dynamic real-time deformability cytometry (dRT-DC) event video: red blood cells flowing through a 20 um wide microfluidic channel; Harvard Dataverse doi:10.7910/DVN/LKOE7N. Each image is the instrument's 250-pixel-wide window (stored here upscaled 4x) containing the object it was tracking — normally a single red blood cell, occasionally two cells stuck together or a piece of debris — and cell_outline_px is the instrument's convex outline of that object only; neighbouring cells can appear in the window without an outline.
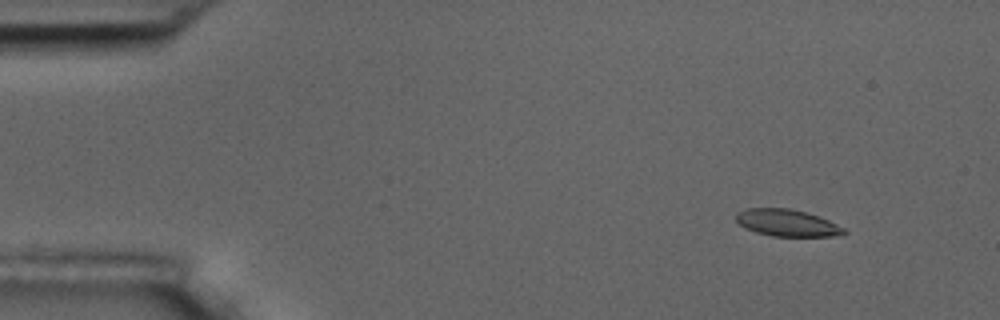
{"species": "common noctule bat (a hibernating species)", "species_latin": "Nyctalus noctula", "temperature_condition": "room temperature", "stored_images_in_passage": 6, "camera_frame_rate_fps": 3000, "um_per_image_px": 0.085, "animal": {"sex": "male", "body_mass_g": 17.5, "forearm_length_mm": 52.3}, "frame": {"image": 1, "passage_image": 2, "time_ms": 1.333, "image_size_px": [1000, 320], "cell_outline_px": [[848, 232], [844, 236], [772, 236], [756, 232], [740, 224], [736, 220], [736, 212], [748, 208], [788, 208], [804, 212], [828, 220], [844, 228]], "centroid_in_image_um": [66.93, 18.95], "position_along_channel_um": 18.1, "area_um2": 16.76}}
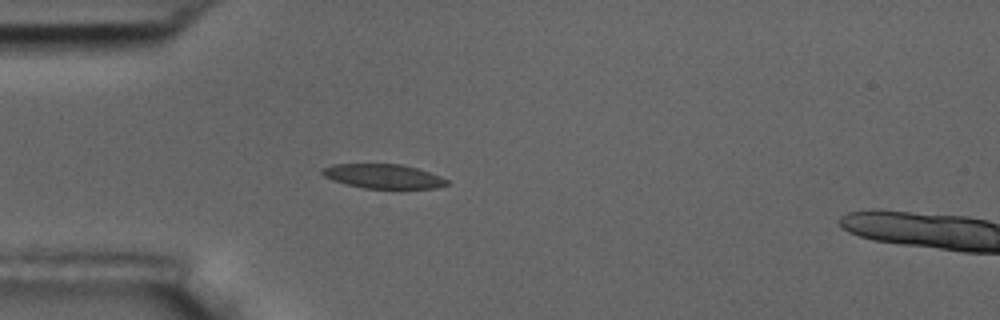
{"frame": {"image": 2, "passage_image": 5, "time_ms": 4.667, "image_size_px": [1000, 320], "cell_outline_px": [[448, 184], [436, 188], [364, 188], [332, 180], [324, 176], [320, 172], [320, 168], [332, 164], [400, 164], [416, 168], [440, 176], [448, 180]], "centroid_in_image_um": [32.53, 14.97], "position_along_channel_um": 52.5, "area_um2": 17.51}}